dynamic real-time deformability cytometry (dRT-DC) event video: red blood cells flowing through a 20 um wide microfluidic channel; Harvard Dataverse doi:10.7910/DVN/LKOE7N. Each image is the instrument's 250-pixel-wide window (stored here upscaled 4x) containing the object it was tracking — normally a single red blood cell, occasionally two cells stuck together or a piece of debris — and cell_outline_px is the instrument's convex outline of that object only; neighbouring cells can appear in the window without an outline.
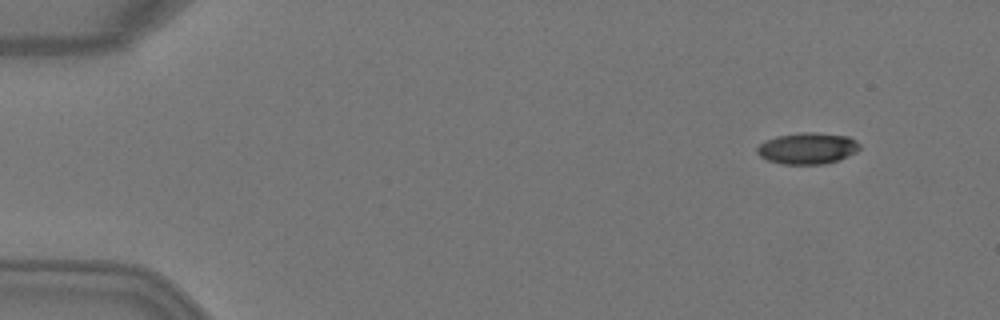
{"species": "Egyptian fruit bat (a non-hibernating species)", "species_latin": "Rousettus aegyptiacus", "temperature_condition": "warm", "stored_images_in_passage": 5, "camera_frame_rate_fps": 3000, "um_per_image_px": 0.085, "animal": {"sex": "female"}, "frame": {"image": 1, "passage_image": 2, "time_ms": 0.333, "image_size_px": [1000, 320], "cell_outline_px": [[860, 148], [856, 152], [840, 160], [824, 164], [780, 164], [768, 160], [760, 156], [756, 152], [756, 148], [764, 140], [776, 136], [800, 132], [816, 132], [848, 136], [856, 140], [860, 144]], "centroid_in_image_um": [68.64, 12.6], "position_along_channel_um": 16.4, "area_um2": 19.02}}